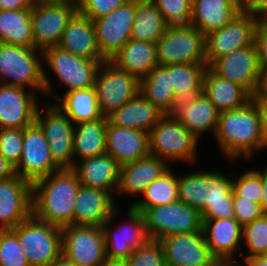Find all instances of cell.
<instances>
[{
	"mask_svg": "<svg viewBox=\"0 0 267 266\" xmlns=\"http://www.w3.org/2000/svg\"><path fill=\"white\" fill-rule=\"evenodd\" d=\"M214 139L220 157L227 159L228 164L231 162L233 166H237L243 159L244 162H252L256 154L260 156V153L265 152L267 148L262 138L255 103L251 100L239 109L221 112Z\"/></svg>",
	"mask_w": 267,
	"mask_h": 266,
	"instance_id": "1",
	"label": "cell"
},
{
	"mask_svg": "<svg viewBox=\"0 0 267 266\" xmlns=\"http://www.w3.org/2000/svg\"><path fill=\"white\" fill-rule=\"evenodd\" d=\"M216 168L179 171V201L199 210L202 219L234 218L232 174Z\"/></svg>",
	"mask_w": 267,
	"mask_h": 266,
	"instance_id": "2",
	"label": "cell"
},
{
	"mask_svg": "<svg viewBox=\"0 0 267 266\" xmlns=\"http://www.w3.org/2000/svg\"><path fill=\"white\" fill-rule=\"evenodd\" d=\"M73 169H60L32 183V215L57 227L72 225L80 188Z\"/></svg>",
	"mask_w": 267,
	"mask_h": 266,
	"instance_id": "3",
	"label": "cell"
},
{
	"mask_svg": "<svg viewBox=\"0 0 267 266\" xmlns=\"http://www.w3.org/2000/svg\"><path fill=\"white\" fill-rule=\"evenodd\" d=\"M42 52L44 98H49L45 101L50 102L57 95L56 83L54 84L51 75L54 74L57 82L63 85L64 93L77 89H88L94 87L97 72L101 64L106 61L79 57L59 46L49 47Z\"/></svg>",
	"mask_w": 267,
	"mask_h": 266,
	"instance_id": "4",
	"label": "cell"
},
{
	"mask_svg": "<svg viewBox=\"0 0 267 266\" xmlns=\"http://www.w3.org/2000/svg\"><path fill=\"white\" fill-rule=\"evenodd\" d=\"M150 154L174 163L197 166L200 141L174 115H163L149 132ZM198 152V153H197ZM198 161V162H197ZM176 162V163H175Z\"/></svg>",
	"mask_w": 267,
	"mask_h": 266,
	"instance_id": "5",
	"label": "cell"
},
{
	"mask_svg": "<svg viewBox=\"0 0 267 266\" xmlns=\"http://www.w3.org/2000/svg\"><path fill=\"white\" fill-rule=\"evenodd\" d=\"M0 83L22 87L43 97V52L34 47L0 43Z\"/></svg>",
	"mask_w": 267,
	"mask_h": 266,
	"instance_id": "6",
	"label": "cell"
},
{
	"mask_svg": "<svg viewBox=\"0 0 267 266\" xmlns=\"http://www.w3.org/2000/svg\"><path fill=\"white\" fill-rule=\"evenodd\" d=\"M121 209L122 206H118L101 226L106 256L111 261H126L134 249L146 245L151 240L142 213L129 206L124 215L126 219H122ZM119 217L121 221L118 222Z\"/></svg>",
	"mask_w": 267,
	"mask_h": 266,
	"instance_id": "7",
	"label": "cell"
},
{
	"mask_svg": "<svg viewBox=\"0 0 267 266\" xmlns=\"http://www.w3.org/2000/svg\"><path fill=\"white\" fill-rule=\"evenodd\" d=\"M18 237L29 266H47L62 257V230L33 215L11 229Z\"/></svg>",
	"mask_w": 267,
	"mask_h": 266,
	"instance_id": "8",
	"label": "cell"
},
{
	"mask_svg": "<svg viewBox=\"0 0 267 266\" xmlns=\"http://www.w3.org/2000/svg\"><path fill=\"white\" fill-rule=\"evenodd\" d=\"M159 65L206 63L205 36L191 25H169L155 42Z\"/></svg>",
	"mask_w": 267,
	"mask_h": 266,
	"instance_id": "9",
	"label": "cell"
},
{
	"mask_svg": "<svg viewBox=\"0 0 267 266\" xmlns=\"http://www.w3.org/2000/svg\"><path fill=\"white\" fill-rule=\"evenodd\" d=\"M35 122L40 126L54 162L61 169H73V134L75 124L55 104L47 101L39 104Z\"/></svg>",
	"mask_w": 267,
	"mask_h": 266,
	"instance_id": "10",
	"label": "cell"
},
{
	"mask_svg": "<svg viewBox=\"0 0 267 266\" xmlns=\"http://www.w3.org/2000/svg\"><path fill=\"white\" fill-rule=\"evenodd\" d=\"M145 227L153 240L181 233L202 231L201 213L179 200L156 207L146 208L142 212Z\"/></svg>",
	"mask_w": 267,
	"mask_h": 266,
	"instance_id": "11",
	"label": "cell"
},
{
	"mask_svg": "<svg viewBox=\"0 0 267 266\" xmlns=\"http://www.w3.org/2000/svg\"><path fill=\"white\" fill-rule=\"evenodd\" d=\"M140 81L118 68L110 60L104 61L95 77L94 88L101 115L108 117L139 93Z\"/></svg>",
	"mask_w": 267,
	"mask_h": 266,
	"instance_id": "12",
	"label": "cell"
},
{
	"mask_svg": "<svg viewBox=\"0 0 267 266\" xmlns=\"http://www.w3.org/2000/svg\"><path fill=\"white\" fill-rule=\"evenodd\" d=\"M62 230V256L76 266H100L107 261L101 227L68 225Z\"/></svg>",
	"mask_w": 267,
	"mask_h": 266,
	"instance_id": "13",
	"label": "cell"
},
{
	"mask_svg": "<svg viewBox=\"0 0 267 266\" xmlns=\"http://www.w3.org/2000/svg\"><path fill=\"white\" fill-rule=\"evenodd\" d=\"M78 11L77 1L33 4L31 9L34 48L58 46L63 31Z\"/></svg>",
	"mask_w": 267,
	"mask_h": 266,
	"instance_id": "14",
	"label": "cell"
},
{
	"mask_svg": "<svg viewBox=\"0 0 267 266\" xmlns=\"http://www.w3.org/2000/svg\"><path fill=\"white\" fill-rule=\"evenodd\" d=\"M14 169L15 174L31 183L61 169L54 162L46 136L36 122L23 130L21 158Z\"/></svg>",
	"mask_w": 267,
	"mask_h": 266,
	"instance_id": "15",
	"label": "cell"
},
{
	"mask_svg": "<svg viewBox=\"0 0 267 266\" xmlns=\"http://www.w3.org/2000/svg\"><path fill=\"white\" fill-rule=\"evenodd\" d=\"M255 17L244 9L221 29L205 35L206 63L210 67L218 58L253 43Z\"/></svg>",
	"mask_w": 267,
	"mask_h": 266,
	"instance_id": "16",
	"label": "cell"
},
{
	"mask_svg": "<svg viewBox=\"0 0 267 266\" xmlns=\"http://www.w3.org/2000/svg\"><path fill=\"white\" fill-rule=\"evenodd\" d=\"M210 68L220 77L243 86L252 96L261 89L263 74L254 43L218 58Z\"/></svg>",
	"mask_w": 267,
	"mask_h": 266,
	"instance_id": "17",
	"label": "cell"
},
{
	"mask_svg": "<svg viewBox=\"0 0 267 266\" xmlns=\"http://www.w3.org/2000/svg\"><path fill=\"white\" fill-rule=\"evenodd\" d=\"M136 0L93 20L96 41L101 55L110 60L130 39L135 18Z\"/></svg>",
	"mask_w": 267,
	"mask_h": 266,
	"instance_id": "18",
	"label": "cell"
},
{
	"mask_svg": "<svg viewBox=\"0 0 267 266\" xmlns=\"http://www.w3.org/2000/svg\"><path fill=\"white\" fill-rule=\"evenodd\" d=\"M39 102L40 96L34 91L0 83V129L33 124Z\"/></svg>",
	"mask_w": 267,
	"mask_h": 266,
	"instance_id": "19",
	"label": "cell"
},
{
	"mask_svg": "<svg viewBox=\"0 0 267 266\" xmlns=\"http://www.w3.org/2000/svg\"><path fill=\"white\" fill-rule=\"evenodd\" d=\"M32 215V183L17 174L0 181V230L13 229Z\"/></svg>",
	"mask_w": 267,
	"mask_h": 266,
	"instance_id": "20",
	"label": "cell"
},
{
	"mask_svg": "<svg viewBox=\"0 0 267 266\" xmlns=\"http://www.w3.org/2000/svg\"><path fill=\"white\" fill-rule=\"evenodd\" d=\"M160 242L166 266H210L216 260L202 231L168 236Z\"/></svg>",
	"mask_w": 267,
	"mask_h": 266,
	"instance_id": "21",
	"label": "cell"
},
{
	"mask_svg": "<svg viewBox=\"0 0 267 266\" xmlns=\"http://www.w3.org/2000/svg\"><path fill=\"white\" fill-rule=\"evenodd\" d=\"M170 168L171 165L153 154L120 165L119 184L116 192L117 205L121 204L120 198L119 201L117 199L121 195L130 197L132 195L133 198L139 199L146 187Z\"/></svg>",
	"mask_w": 267,
	"mask_h": 266,
	"instance_id": "22",
	"label": "cell"
},
{
	"mask_svg": "<svg viewBox=\"0 0 267 266\" xmlns=\"http://www.w3.org/2000/svg\"><path fill=\"white\" fill-rule=\"evenodd\" d=\"M202 232L216 259L241 258L243 227L235 218L202 219Z\"/></svg>",
	"mask_w": 267,
	"mask_h": 266,
	"instance_id": "23",
	"label": "cell"
},
{
	"mask_svg": "<svg viewBox=\"0 0 267 266\" xmlns=\"http://www.w3.org/2000/svg\"><path fill=\"white\" fill-rule=\"evenodd\" d=\"M117 207L116 199L109 192L80 185L72 224L101 227Z\"/></svg>",
	"mask_w": 267,
	"mask_h": 266,
	"instance_id": "24",
	"label": "cell"
},
{
	"mask_svg": "<svg viewBox=\"0 0 267 266\" xmlns=\"http://www.w3.org/2000/svg\"><path fill=\"white\" fill-rule=\"evenodd\" d=\"M106 153L120 165L145 157L150 154L149 133L113 125L108 121Z\"/></svg>",
	"mask_w": 267,
	"mask_h": 266,
	"instance_id": "25",
	"label": "cell"
},
{
	"mask_svg": "<svg viewBox=\"0 0 267 266\" xmlns=\"http://www.w3.org/2000/svg\"><path fill=\"white\" fill-rule=\"evenodd\" d=\"M244 9L243 0H195L189 25L205 36L227 25Z\"/></svg>",
	"mask_w": 267,
	"mask_h": 266,
	"instance_id": "26",
	"label": "cell"
},
{
	"mask_svg": "<svg viewBox=\"0 0 267 266\" xmlns=\"http://www.w3.org/2000/svg\"><path fill=\"white\" fill-rule=\"evenodd\" d=\"M73 170L81 185L109 192L116 199L120 164L109 154L78 161Z\"/></svg>",
	"mask_w": 267,
	"mask_h": 266,
	"instance_id": "27",
	"label": "cell"
},
{
	"mask_svg": "<svg viewBox=\"0 0 267 266\" xmlns=\"http://www.w3.org/2000/svg\"><path fill=\"white\" fill-rule=\"evenodd\" d=\"M58 46L89 60H106L99 51L93 21L79 11L68 22Z\"/></svg>",
	"mask_w": 267,
	"mask_h": 266,
	"instance_id": "28",
	"label": "cell"
},
{
	"mask_svg": "<svg viewBox=\"0 0 267 266\" xmlns=\"http://www.w3.org/2000/svg\"><path fill=\"white\" fill-rule=\"evenodd\" d=\"M207 68V63L170 65V81L175 93L173 114L201 96Z\"/></svg>",
	"mask_w": 267,
	"mask_h": 266,
	"instance_id": "29",
	"label": "cell"
},
{
	"mask_svg": "<svg viewBox=\"0 0 267 266\" xmlns=\"http://www.w3.org/2000/svg\"><path fill=\"white\" fill-rule=\"evenodd\" d=\"M203 93L220 113L239 109L252 99L243 86L220 77L210 67L204 75Z\"/></svg>",
	"mask_w": 267,
	"mask_h": 266,
	"instance_id": "30",
	"label": "cell"
},
{
	"mask_svg": "<svg viewBox=\"0 0 267 266\" xmlns=\"http://www.w3.org/2000/svg\"><path fill=\"white\" fill-rule=\"evenodd\" d=\"M164 114L140 92L109 115L108 121L120 127L149 133Z\"/></svg>",
	"mask_w": 267,
	"mask_h": 266,
	"instance_id": "31",
	"label": "cell"
},
{
	"mask_svg": "<svg viewBox=\"0 0 267 266\" xmlns=\"http://www.w3.org/2000/svg\"><path fill=\"white\" fill-rule=\"evenodd\" d=\"M110 61L141 81L158 65L156 45L154 42L130 39Z\"/></svg>",
	"mask_w": 267,
	"mask_h": 266,
	"instance_id": "32",
	"label": "cell"
},
{
	"mask_svg": "<svg viewBox=\"0 0 267 266\" xmlns=\"http://www.w3.org/2000/svg\"><path fill=\"white\" fill-rule=\"evenodd\" d=\"M175 118L196 138H204L209 132L213 138L215 134L220 112L214 104L204 95L188 106L179 108L174 114Z\"/></svg>",
	"mask_w": 267,
	"mask_h": 266,
	"instance_id": "33",
	"label": "cell"
},
{
	"mask_svg": "<svg viewBox=\"0 0 267 266\" xmlns=\"http://www.w3.org/2000/svg\"><path fill=\"white\" fill-rule=\"evenodd\" d=\"M108 118L101 117L93 121L75 124L73 134L74 165L86 158L106 153V128Z\"/></svg>",
	"mask_w": 267,
	"mask_h": 266,
	"instance_id": "34",
	"label": "cell"
},
{
	"mask_svg": "<svg viewBox=\"0 0 267 266\" xmlns=\"http://www.w3.org/2000/svg\"><path fill=\"white\" fill-rule=\"evenodd\" d=\"M139 92L164 115H173L175 93L170 81V65H156L140 81Z\"/></svg>",
	"mask_w": 267,
	"mask_h": 266,
	"instance_id": "35",
	"label": "cell"
},
{
	"mask_svg": "<svg viewBox=\"0 0 267 266\" xmlns=\"http://www.w3.org/2000/svg\"><path fill=\"white\" fill-rule=\"evenodd\" d=\"M59 94L55 95L52 102L57 104L74 124L102 117L94 87Z\"/></svg>",
	"mask_w": 267,
	"mask_h": 266,
	"instance_id": "36",
	"label": "cell"
},
{
	"mask_svg": "<svg viewBox=\"0 0 267 266\" xmlns=\"http://www.w3.org/2000/svg\"><path fill=\"white\" fill-rule=\"evenodd\" d=\"M0 43L34 47L31 9L0 10Z\"/></svg>",
	"mask_w": 267,
	"mask_h": 266,
	"instance_id": "37",
	"label": "cell"
},
{
	"mask_svg": "<svg viewBox=\"0 0 267 266\" xmlns=\"http://www.w3.org/2000/svg\"><path fill=\"white\" fill-rule=\"evenodd\" d=\"M168 26L169 24L152 0H136L131 39L155 43Z\"/></svg>",
	"mask_w": 267,
	"mask_h": 266,
	"instance_id": "38",
	"label": "cell"
},
{
	"mask_svg": "<svg viewBox=\"0 0 267 266\" xmlns=\"http://www.w3.org/2000/svg\"><path fill=\"white\" fill-rule=\"evenodd\" d=\"M177 172L171 167L146 187L139 197L140 199L129 205L142 213L146 208L166 205L179 200Z\"/></svg>",
	"mask_w": 267,
	"mask_h": 266,
	"instance_id": "39",
	"label": "cell"
},
{
	"mask_svg": "<svg viewBox=\"0 0 267 266\" xmlns=\"http://www.w3.org/2000/svg\"><path fill=\"white\" fill-rule=\"evenodd\" d=\"M241 258L267 253V213L243 226ZM247 254H246V253Z\"/></svg>",
	"mask_w": 267,
	"mask_h": 266,
	"instance_id": "40",
	"label": "cell"
},
{
	"mask_svg": "<svg viewBox=\"0 0 267 266\" xmlns=\"http://www.w3.org/2000/svg\"><path fill=\"white\" fill-rule=\"evenodd\" d=\"M250 168L244 169L243 172H239L236 176L232 175V191L243 199L261 204L263 190L261 167L253 168L251 166Z\"/></svg>",
	"mask_w": 267,
	"mask_h": 266,
	"instance_id": "41",
	"label": "cell"
},
{
	"mask_svg": "<svg viewBox=\"0 0 267 266\" xmlns=\"http://www.w3.org/2000/svg\"><path fill=\"white\" fill-rule=\"evenodd\" d=\"M0 266H29L19 239L11 229L0 230Z\"/></svg>",
	"mask_w": 267,
	"mask_h": 266,
	"instance_id": "42",
	"label": "cell"
},
{
	"mask_svg": "<svg viewBox=\"0 0 267 266\" xmlns=\"http://www.w3.org/2000/svg\"><path fill=\"white\" fill-rule=\"evenodd\" d=\"M169 25H189L192 3L189 0H152Z\"/></svg>",
	"mask_w": 267,
	"mask_h": 266,
	"instance_id": "43",
	"label": "cell"
},
{
	"mask_svg": "<svg viewBox=\"0 0 267 266\" xmlns=\"http://www.w3.org/2000/svg\"><path fill=\"white\" fill-rule=\"evenodd\" d=\"M125 262L128 266H166L161 242L153 239L134 249Z\"/></svg>",
	"mask_w": 267,
	"mask_h": 266,
	"instance_id": "44",
	"label": "cell"
},
{
	"mask_svg": "<svg viewBox=\"0 0 267 266\" xmlns=\"http://www.w3.org/2000/svg\"><path fill=\"white\" fill-rule=\"evenodd\" d=\"M23 130L24 128L0 129V155L14 168L21 158Z\"/></svg>",
	"mask_w": 267,
	"mask_h": 266,
	"instance_id": "45",
	"label": "cell"
},
{
	"mask_svg": "<svg viewBox=\"0 0 267 266\" xmlns=\"http://www.w3.org/2000/svg\"><path fill=\"white\" fill-rule=\"evenodd\" d=\"M131 0H77L78 11L92 21L100 19Z\"/></svg>",
	"mask_w": 267,
	"mask_h": 266,
	"instance_id": "46",
	"label": "cell"
},
{
	"mask_svg": "<svg viewBox=\"0 0 267 266\" xmlns=\"http://www.w3.org/2000/svg\"><path fill=\"white\" fill-rule=\"evenodd\" d=\"M232 202L234 206V218L242 227L265 214L261 204L243 199L237 196L233 191Z\"/></svg>",
	"mask_w": 267,
	"mask_h": 266,
	"instance_id": "47",
	"label": "cell"
},
{
	"mask_svg": "<svg viewBox=\"0 0 267 266\" xmlns=\"http://www.w3.org/2000/svg\"><path fill=\"white\" fill-rule=\"evenodd\" d=\"M253 43L262 74L267 73V20H257L254 27Z\"/></svg>",
	"mask_w": 267,
	"mask_h": 266,
	"instance_id": "48",
	"label": "cell"
},
{
	"mask_svg": "<svg viewBox=\"0 0 267 266\" xmlns=\"http://www.w3.org/2000/svg\"><path fill=\"white\" fill-rule=\"evenodd\" d=\"M259 112L260 117V129L264 144L267 148V96H265L261 91L252 96L251 99Z\"/></svg>",
	"mask_w": 267,
	"mask_h": 266,
	"instance_id": "49",
	"label": "cell"
},
{
	"mask_svg": "<svg viewBox=\"0 0 267 266\" xmlns=\"http://www.w3.org/2000/svg\"><path fill=\"white\" fill-rule=\"evenodd\" d=\"M244 6L256 20H267V0H245Z\"/></svg>",
	"mask_w": 267,
	"mask_h": 266,
	"instance_id": "50",
	"label": "cell"
},
{
	"mask_svg": "<svg viewBox=\"0 0 267 266\" xmlns=\"http://www.w3.org/2000/svg\"><path fill=\"white\" fill-rule=\"evenodd\" d=\"M32 0H0V10L32 9Z\"/></svg>",
	"mask_w": 267,
	"mask_h": 266,
	"instance_id": "51",
	"label": "cell"
},
{
	"mask_svg": "<svg viewBox=\"0 0 267 266\" xmlns=\"http://www.w3.org/2000/svg\"><path fill=\"white\" fill-rule=\"evenodd\" d=\"M261 167V182H262V198L261 207L265 213H267V163L265 162Z\"/></svg>",
	"mask_w": 267,
	"mask_h": 266,
	"instance_id": "52",
	"label": "cell"
},
{
	"mask_svg": "<svg viewBox=\"0 0 267 266\" xmlns=\"http://www.w3.org/2000/svg\"><path fill=\"white\" fill-rule=\"evenodd\" d=\"M15 175L14 167L0 155V181Z\"/></svg>",
	"mask_w": 267,
	"mask_h": 266,
	"instance_id": "53",
	"label": "cell"
},
{
	"mask_svg": "<svg viewBox=\"0 0 267 266\" xmlns=\"http://www.w3.org/2000/svg\"><path fill=\"white\" fill-rule=\"evenodd\" d=\"M241 261L242 259H216L215 266H245L244 261Z\"/></svg>",
	"mask_w": 267,
	"mask_h": 266,
	"instance_id": "54",
	"label": "cell"
},
{
	"mask_svg": "<svg viewBox=\"0 0 267 266\" xmlns=\"http://www.w3.org/2000/svg\"><path fill=\"white\" fill-rule=\"evenodd\" d=\"M242 261H244L245 266H267V263L261 256L246 257Z\"/></svg>",
	"mask_w": 267,
	"mask_h": 266,
	"instance_id": "55",
	"label": "cell"
},
{
	"mask_svg": "<svg viewBox=\"0 0 267 266\" xmlns=\"http://www.w3.org/2000/svg\"><path fill=\"white\" fill-rule=\"evenodd\" d=\"M47 266H76L75 264L67 261L63 256L53 262H51Z\"/></svg>",
	"mask_w": 267,
	"mask_h": 266,
	"instance_id": "56",
	"label": "cell"
},
{
	"mask_svg": "<svg viewBox=\"0 0 267 266\" xmlns=\"http://www.w3.org/2000/svg\"><path fill=\"white\" fill-rule=\"evenodd\" d=\"M100 266H128L125 261H111L107 260L102 263Z\"/></svg>",
	"mask_w": 267,
	"mask_h": 266,
	"instance_id": "57",
	"label": "cell"
},
{
	"mask_svg": "<svg viewBox=\"0 0 267 266\" xmlns=\"http://www.w3.org/2000/svg\"><path fill=\"white\" fill-rule=\"evenodd\" d=\"M68 1H77V0H32L33 4H43V3H61Z\"/></svg>",
	"mask_w": 267,
	"mask_h": 266,
	"instance_id": "58",
	"label": "cell"
},
{
	"mask_svg": "<svg viewBox=\"0 0 267 266\" xmlns=\"http://www.w3.org/2000/svg\"><path fill=\"white\" fill-rule=\"evenodd\" d=\"M260 91L267 96V73L263 75L262 85Z\"/></svg>",
	"mask_w": 267,
	"mask_h": 266,
	"instance_id": "59",
	"label": "cell"
},
{
	"mask_svg": "<svg viewBox=\"0 0 267 266\" xmlns=\"http://www.w3.org/2000/svg\"><path fill=\"white\" fill-rule=\"evenodd\" d=\"M262 258H263V260L267 263V253H264V254H262V255H260Z\"/></svg>",
	"mask_w": 267,
	"mask_h": 266,
	"instance_id": "60",
	"label": "cell"
}]
</instances>
